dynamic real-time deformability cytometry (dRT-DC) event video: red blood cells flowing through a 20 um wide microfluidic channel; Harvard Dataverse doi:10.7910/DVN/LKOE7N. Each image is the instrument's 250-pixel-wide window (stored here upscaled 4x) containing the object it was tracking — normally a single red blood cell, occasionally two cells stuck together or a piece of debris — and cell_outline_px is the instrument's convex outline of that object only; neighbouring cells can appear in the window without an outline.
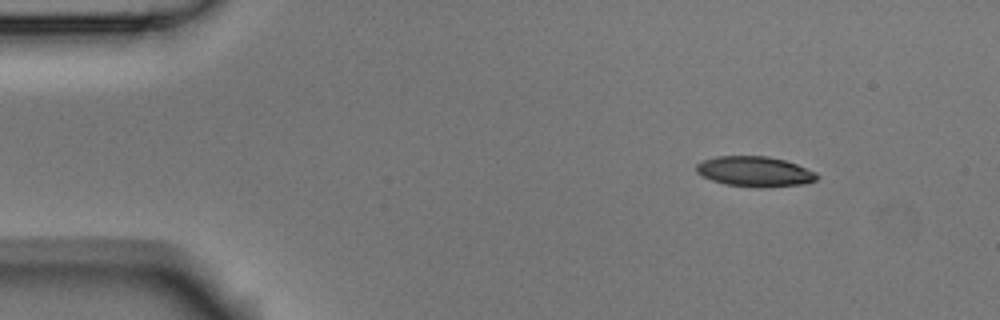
{"species": "Egyptian fruit bat (a non-hibernating species)", "species_latin": "Rousettus aegyptiacus", "temperature_condition": "room temperature", "stored_images_in_passage": 4, "camera_frame_rate_fps": 3000, "um_per_image_px": 0.085, "animal": {"sex": "male"}, "frame": {"image": 1, "passage_image": 1, "time_ms": 0.0, "image_size_px": [1000, 320], "cell_outline_px": [[820, 176], [816, 180], [804, 184], [764, 188], [756, 188], [724, 184], [712, 180], [696, 172], [696, 164], [704, 160], [716, 156], [768, 156], [784, 160], [796, 164], [816, 172]], "centroid_in_image_um": [64.17, 14.59], "position_along_channel_um": 20.8, "area_um2": 21.39}}
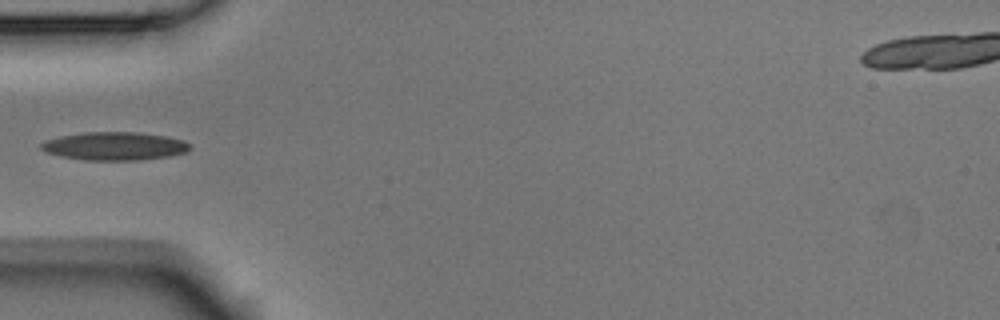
{"frame": {"image": 2, "passage_image": 4, "time_ms": 1.0, "image_size_px": [1000, 320], "cell_outline_px": [[188, 152], [168, 156], [140, 160], [84, 160], [60, 156], [44, 152], [40, 148], [40, 144], [44, 140], [60, 136], [84, 132], [136, 132], [164, 136], [184, 140], [188, 144]], "centroid_in_image_um": [9.68, 12.42], "position_along_channel_um": 75.3, "area_um2": 24.45}}